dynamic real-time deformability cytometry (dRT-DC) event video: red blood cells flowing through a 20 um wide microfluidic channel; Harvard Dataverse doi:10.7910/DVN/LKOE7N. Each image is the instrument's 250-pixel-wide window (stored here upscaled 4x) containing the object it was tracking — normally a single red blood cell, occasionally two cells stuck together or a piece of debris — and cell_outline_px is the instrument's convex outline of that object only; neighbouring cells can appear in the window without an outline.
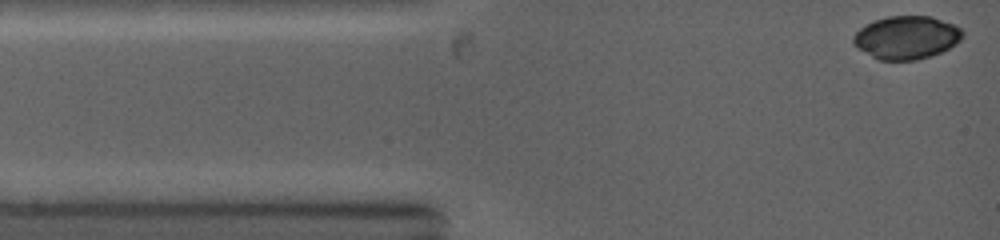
{"species": "common noctule bat (a hibernating species)", "species_latin": "Nyctalus noctula", "temperature_condition": "warm", "stored_images_in_passage": 9, "camera_frame_rate_fps": 5000, "um_per_image_px": 0.085, "animal": {"sex": "female", "body_mass_g": 19.0, "forearm_length_mm": 53.3}, "frame": {"image": 1, "passage_image": 1, "time_ms": 0.0, "image_size_px": [1000, 240], "cell_outline_px": [[964, 36], [956, 44], [932, 56], [916, 60], [880, 60], [856, 48], [852, 44], [852, 36], [860, 28], [872, 20], [888, 16], [932, 16], [956, 24], [964, 32]], "centroid_in_image_um": [77.05, 3.18], "position_along_channel_um": 7.9, "area_um2": 27.8}}